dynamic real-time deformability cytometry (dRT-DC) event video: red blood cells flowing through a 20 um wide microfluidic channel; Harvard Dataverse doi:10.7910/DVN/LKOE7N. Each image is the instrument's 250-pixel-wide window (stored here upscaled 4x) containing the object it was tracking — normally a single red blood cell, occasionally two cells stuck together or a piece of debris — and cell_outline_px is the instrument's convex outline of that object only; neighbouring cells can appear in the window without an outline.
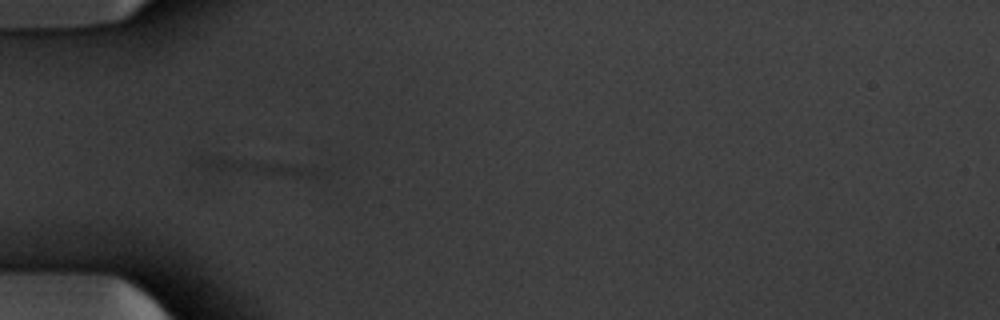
{"species": "common noctule bat (a hibernating species)", "species_latin": "Nyctalus noctula", "temperature_condition": "warm", "stored_images_in_passage": 20, "segment_of_instrument_passage": [2, 2], "camera_frame_rate_fps": 3000, "um_per_image_px": 0.085, "animal": {"sex": "male", "body_mass_g": 20.1, "forearm_length_mm": 53.5}, "frame": {"image": 1, "passage_image": 17, "time_ms": 5.333, "image_size_px": [1000, 320], "cell_outline_px": [[324, 168], [316, 176], [296, 176], [200, 168], [192, 160], [196, 156], [216, 156]], "centroid_in_image_um": [21.64, 14.14], "position_along_channel_um": 63.4, "area_um2": 10.64}}
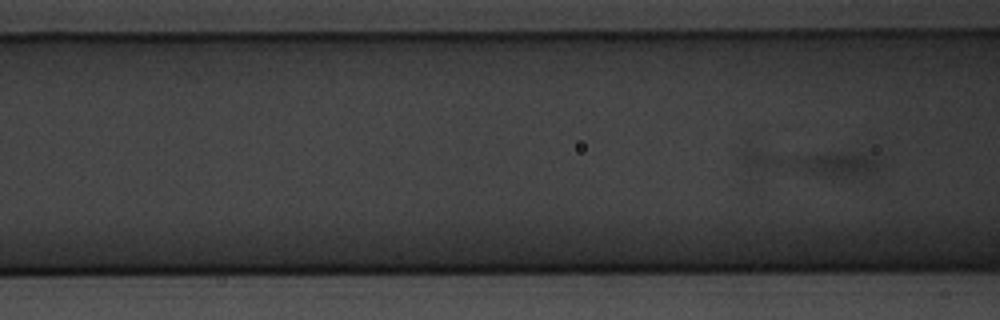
{"frame": {"image": 2, "passage_image": 20, "time_ms": 6.333, "image_size_px": [1000, 320], "cell_outline_px": [[880, 164], [872, 172], [848, 176], [828, 176], [812, 172], [804, 168], [792, 160], [804, 156], [840, 152], [872, 156]], "centroid_in_image_um": [71.26, 13.94], "position_along_channel_um": 95.3, "area_um2": 10.87}}